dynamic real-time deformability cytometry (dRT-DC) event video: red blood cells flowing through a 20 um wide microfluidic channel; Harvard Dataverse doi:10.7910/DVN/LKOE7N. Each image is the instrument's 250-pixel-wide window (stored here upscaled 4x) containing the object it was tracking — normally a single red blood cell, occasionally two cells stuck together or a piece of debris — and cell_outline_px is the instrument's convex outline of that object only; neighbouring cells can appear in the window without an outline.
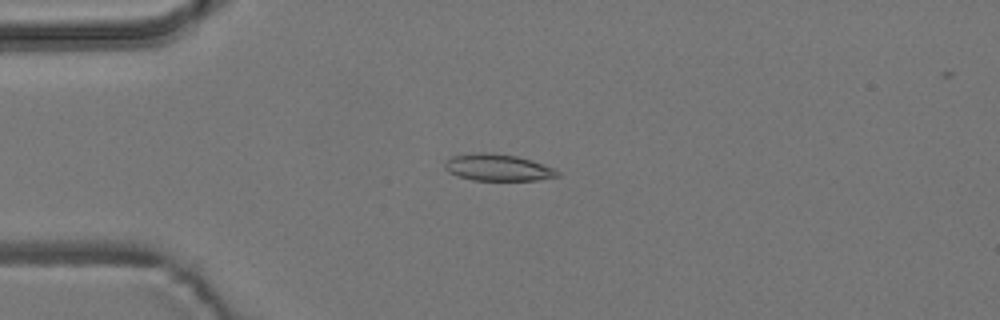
{"species": "common noctule bat (a hibernating species)", "species_latin": "Nyctalus noctula", "temperature_condition": "room temperature", "stored_images_in_passage": 55, "camera_frame_rate_fps": 3000, "um_per_image_px": 0.085, "animal": {"sex": "male", "body_mass_g": 19.2, "forearm_length_mm": 51.8}, "frame": {"image": 1, "passage_image": 14, "time_ms": 4.333, "image_size_px": [1000, 320], "cell_outline_px": [[560, 176], [536, 180], [472, 180], [448, 172], [444, 168], [444, 160], [452, 156], [480, 152], [484, 152], [516, 156], [532, 160], [552, 168], [560, 172]], "centroid_in_image_um": [42.29, 14.24], "position_along_channel_um": 42.7, "area_um2": 17.46}}
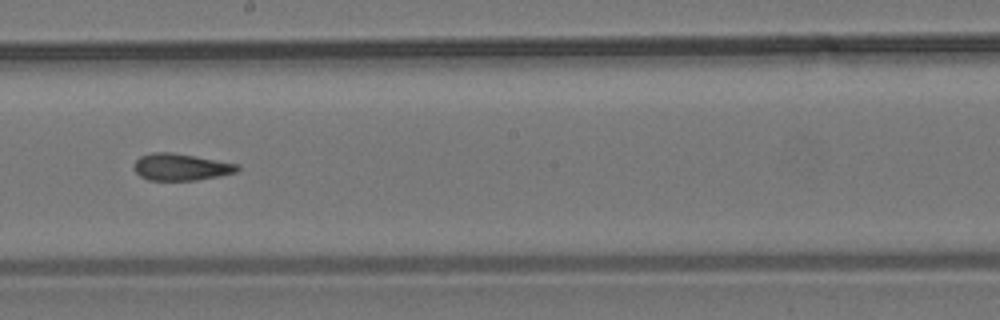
{"frame": {"image": 2, "passage_image": 31, "time_ms": 10.0, "image_size_px": [1000, 320], "cell_outline_px": [[240, 168], [236, 172], [220, 176], [196, 180], [148, 180], [140, 176], [132, 168], [136, 160], [140, 156], [152, 152], [172, 152], [240, 164]], "centroid_in_image_um": [15.37, 14.19], "position_along_channel_um": 232.8, "area_um2": 16.3}}
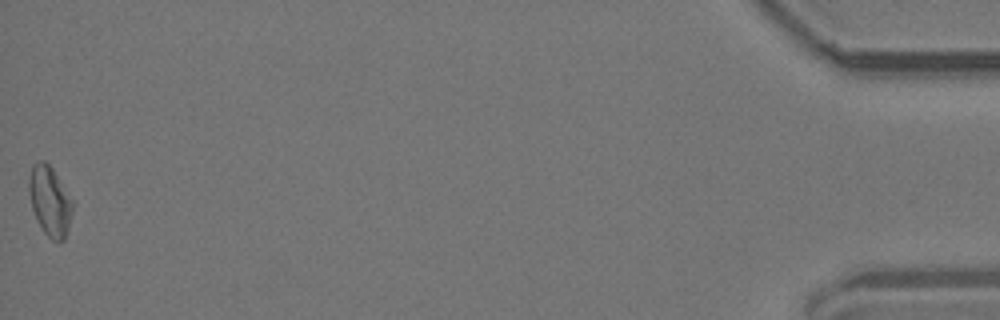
{"frame": {"image": 3, "passage_image": 55, "time_ms": 18.0, "image_size_px": [1000, 320], "cell_outline_px": [[72, 212], [64, 240], [52, 240], [44, 232], [32, 208], [28, 192], [28, 180], [32, 164], [40, 160], [44, 160], [52, 168], [72, 200]], "centroid_in_image_um": [4.21, 17.05], "position_along_channel_um": 431.0, "area_um2": 17.34}, "authors_computed_cell_mechanics": {"area_um2": 17.051, "velocity_mm_per_s": 3.7624, "shape_relaxation_time_tau1_ms": null, "shape_relaxation_time_tau2_ms": 2.8397, "deformation_change_tau1": null, "deformation_change_tau2": 0.1053}}